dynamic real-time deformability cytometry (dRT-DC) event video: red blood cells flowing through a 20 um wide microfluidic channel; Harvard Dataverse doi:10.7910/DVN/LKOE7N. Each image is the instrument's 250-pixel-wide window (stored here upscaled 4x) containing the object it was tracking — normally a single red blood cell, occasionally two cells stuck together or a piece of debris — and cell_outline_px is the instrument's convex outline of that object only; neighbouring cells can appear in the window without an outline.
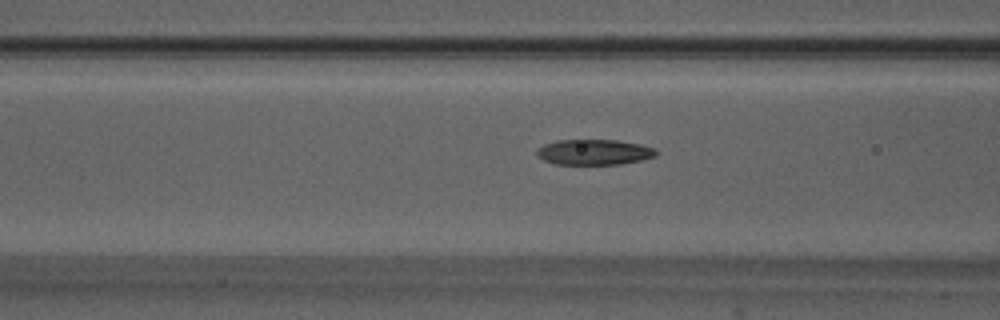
{"species": "Egyptian fruit bat (a non-hibernating species)", "species_latin": "Rousettus aegyptiacus", "temperature_condition": "warm", "stored_images_in_passage": 13, "camera_frame_rate_fps": 3000, "um_per_image_px": 0.085, "animal": {"sex": "male"}, "frame": {"image": 1, "passage_image": 11, "time_ms": 3.333, "image_size_px": [1000, 320], "cell_outline_px": [[656, 156], [640, 160], [620, 164], [556, 164], [544, 160], [536, 152], [536, 148], [544, 144], [556, 140], [616, 140], [640, 144], [652, 148], [656, 152]], "centroid_in_image_um": [50.46, 12.92], "position_along_channel_um": 116.1, "area_um2": 17.51}}